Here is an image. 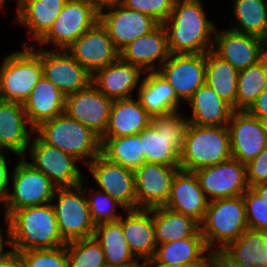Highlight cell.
Listing matches in <instances>:
<instances>
[{
  "label": "cell",
  "instance_id": "cell-1",
  "mask_svg": "<svg viewBox=\"0 0 267 267\" xmlns=\"http://www.w3.org/2000/svg\"><path fill=\"white\" fill-rule=\"evenodd\" d=\"M201 0H176L165 26L171 54L211 51L216 25L205 13Z\"/></svg>",
  "mask_w": 267,
  "mask_h": 267
},
{
  "label": "cell",
  "instance_id": "cell-2",
  "mask_svg": "<svg viewBox=\"0 0 267 267\" xmlns=\"http://www.w3.org/2000/svg\"><path fill=\"white\" fill-rule=\"evenodd\" d=\"M7 218L11 228L12 250L18 253L66 245L58 230L52 203L15 210Z\"/></svg>",
  "mask_w": 267,
  "mask_h": 267
},
{
  "label": "cell",
  "instance_id": "cell-3",
  "mask_svg": "<svg viewBox=\"0 0 267 267\" xmlns=\"http://www.w3.org/2000/svg\"><path fill=\"white\" fill-rule=\"evenodd\" d=\"M232 158L228 126H197L188 123L180 170L195 172Z\"/></svg>",
  "mask_w": 267,
  "mask_h": 267
},
{
  "label": "cell",
  "instance_id": "cell-4",
  "mask_svg": "<svg viewBox=\"0 0 267 267\" xmlns=\"http://www.w3.org/2000/svg\"><path fill=\"white\" fill-rule=\"evenodd\" d=\"M34 133L46 144L82 160L85 166L101 154L100 137L65 112L42 122Z\"/></svg>",
  "mask_w": 267,
  "mask_h": 267
},
{
  "label": "cell",
  "instance_id": "cell-5",
  "mask_svg": "<svg viewBox=\"0 0 267 267\" xmlns=\"http://www.w3.org/2000/svg\"><path fill=\"white\" fill-rule=\"evenodd\" d=\"M247 228L243 195L209 201L200 224L201 235L213 255L237 240Z\"/></svg>",
  "mask_w": 267,
  "mask_h": 267
},
{
  "label": "cell",
  "instance_id": "cell-6",
  "mask_svg": "<svg viewBox=\"0 0 267 267\" xmlns=\"http://www.w3.org/2000/svg\"><path fill=\"white\" fill-rule=\"evenodd\" d=\"M0 67V100L24 103L43 76L41 48L24 42L2 61Z\"/></svg>",
  "mask_w": 267,
  "mask_h": 267
},
{
  "label": "cell",
  "instance_id": "cell-7",
  "mask_svg": "<svg viewBox=\"0 0 267 267\" xmlns=\"http://www.w3.org/2000/svg\"><path fill=\"white\" fill-rule=\"evenodd\" d=\"M86 194L84 180L80 185L57 187L55 191L51 203L58 230L66 243L93 237L96 224L91 218Z\"/></svg>",
  "mask_w": 267,
  "mask_h": 267
},
{
  "label": "cell",
  "instance_id": "cell-8",
  "mask_svg": "<svg viewBox=\"0 0 267 267\" xmlns=\"http://www.w3.org/2000/svg\"><path fill=\"white\" fill-rule=\"evenodd\" d=\"M11 174L12 190L4 203L2 216L13 211L51 203L57 186L41 171L34 168L25 157H19Z\"/></svg>",
  "mask_w": 267,
  "mask_h": 267
},
{
  "label": "cell",
  "instance_id": "cell-9",
  "mask_svg": "<svg viewBox=\"0 0 267 267\" xmlns=\"http://www.w3.org/2000/svg\"><path fill=\"white\" fill-rule=\"evenodd\" d=\"M99 21V10L88 0H68L49 31L35 46L66 50L83 33Z\"/></svg>",
  "mask_w": 267,
  "mask_h": 267
},
{
  "label": "cell",
  "instance_id": "cell-10",
  "mask_svg": "<svg viewBox=\"0 0 267 267\" xmlns=\"http://www.w3.org/2000/svg\"><path fill=\"white\" fill-rule=\"evenodd\" d=\"M28 153L34 168L44 173L57 187L80 185L85 176L77 167V160L70 154L43 142L37 135L33 137Z\"/></svg>",
  "mask_w": 267,
  "mask_h": 267
},
{
  "label": "cell",
  "instance_id": "cell-11",
  "mask_svg": "<svg viewBox=\"0 0 267 267\" xmlns=\"http://www.w3.org/2000/svg\"><path fill=\"white\" fill-rule=\"evenodd\" d=\"M99 22L119 52L132 41L149 34L160 25L151 16L129 9L121 3L100 9Z\"/></svg>",
  "mask_w": 267,
  "mask_h": 267
},
{
  "label": "cell",
  "instance_id": "cell-12",
  "mask_svg": "<svg viewBox=\"0 0 267 267\" xmlns=\"http://www.w3.org/2000/svg\"><path fill=\"white\" fill-rule=\"evenodd\" d=\"M194 173L209 201L242 196L250 188L247 182L246 164L234 158L199 169Z\"/></svg>",
  "mask_w": 267,
  "mask_h": 267
},
{
  "label": "cell",
  "instance_id": "cell-13",
  "mask_svg": "<svg viewBox=\"0 0 267 267\" xmlns=\"http://www.w3.org/2000/svg\"><path fill=\"white\" fill-rule=\"evenodd\" d=\"M87 168L99 190L109 194L125 210L137 209L135 172L109 161L102 154L96 156Z\"/></svg>",
  "mask_w": 267,
  "mask_h": 267
},
{
  "label": "cell",
  "instance_id": "cell-14",
  "mask_svg": "<svg viewBox=\"0 0 267 267\" xmlns=\"http://www.w3.org/2000/svg\"><path fill=\"white\" fill-rule=\"evenodd\" d=\"M157 72L171 85L177 97L187 102L206 84L205 54H170Z\"/></svg>",
  "mask_w": 267,
  "mask_h": 267
},
{
  "label": "cell",
  "instance_id": "cell-15",
  "mask_svg": "<svg viewBox=\"0 0 267 267\" xmlns=\"http://www.w3.org/2000/svg\"><path fill=\"white\" fill-rule=\"evenodd\" d=\"M66 51L91 75L120 58V52L99 21L74 41Z\"/></svg>",
  "mask_w": 267,
  "mask_h": 267
},
{
  "label": "cell",
  "instance_id": "cell-16",
  "mask_svg": "<svg viewBox=\"0 0 267 267\" xmlns=\"http://www.w3.org/2000/svg\"><path fill=\"white\" fill-rule=\"evenodd\" d=\"M112 102L91 83L66 96L65 113L101 138L109 123Z\"/></svg>",
  "mask_w": 267,
  "mask_h": 267
},
{
  "label": "cell",
  "instance_id": "cell-17",
  "mask_svg": "<svg viewBox=\"0 0 267 267\" xmlns=\"http://www.w3.org/2000/svg\"><path fill=\"white\" fill-rule=\"evenodd\" d=\"M180 167L160 163H143L135 172L137 209L165 206L174 176Z\"/></svg>",
  "mask_w": 267,
  "mask_h": 267
},
{
  "label": "cell",
  "instance_id": "cell-18",
  "mask_svg": "<svg viewBox=\"0 0 267 267\" xmlns=\"http://www.w3.org/2000/svg\"><path fill=\"white\" fill-rule=\"evenodd\" d=\"M43 76L50 80L65 96L87 88L92 75L66 50L41 48Z\"/></svg>",
  "mask_w": 267,
  "mask_h": 267
},
{
  "label": "cell",
  "instance_id": "cell-19",
  "mask_svg": "<svg viewBox=\"0 0 267 267\" xmlns=\"http://www.w3.org/2000/svg\"><path fill=\"white\" fill-rule=\"evenodd\" d=\"M232 158L247 164L267 147L262 121L247 110H234L228 123Z\"/></svg>",
  "mask_w": 267,
  "mask_h": 267
},
{
  "label": "cell",
  "instance_id": "cell-20",
  "mask_svg": "<svg viewBox=\"0 0 267 267\" xmlns=\"http://www.w3.org/2000/svg\"><path fill=\"white\" fill-rule=\"evenodd\" d=\"M212 51L238 71L262 60L259 37L239 33L230 28L218 31L216 27Z\"/></svg>",
  "mask_w": 267,
  "mask_h": 267
},
{
  "label": "cell",
  "instance_id": "cell-21",
  "mask_svg": "<svg viewBox=\"0 0 267 267\" xmlns=\"http://www.w3.org/2000/svg\"><path fill=\"white\" fill-rule=\"evenodd\" d=\"M34 131L22 103L0 100V149L2 151L9 150L17 158L26 156L25 152Z\"/></svg>",
  "mask_w": 267,
  "mask_h": 267
},
{
  "label": "cell",
  "instance_id": "cell-22",
  "mask_svg": "<svg viewBox=\"0 0 267 267\" xmlns=\"http://www.w3.org/2000/svg\"><path fill=\"white\" fill-rule=\"evenodd\" d=\"M170 54L165 26L160 24L149 34L124 47L120 51V59L140 67L146 73L158 71Z\"/></svg>",
  "mask_w": 267,
  "mask_h": 267
},
{
  "label": "cell",
  "instance_id": "cell-23",
  "mask_svg": "<svg viewBox=\"0 0 267 267\" xmlns=\"http://www.w3.org/2000/svg\"><path fill=\"white\" fill-rule=\"evenodd\" d=\"M143 74L145 76L140 67L119 58L116 62L97 70L92 75V84L112 100L127 99L132 98V91L140 87Z\"/></svg>",
  "mask_w": 267,
  "mask_h": 267
},
{
  "label": "cell",
  "instance_id": "cell-24",
  "mask_svg": "<svg viewBox=\"0 0 267 267\" xmlns=\"http://www.w3.org/2000/svg\"><path fill=\"white\" fill-rule=\"evenodd\" d=\"M209 200L202 191L194 172L179 170L173 178L165 207L202 223Z\"/></svg>",
  "mask_w": 267,
  "mask_h": 267
},
{
  "label": "cell",
  "instance_id": "cell-25",
  "mask_svg": "<svg viewBox=\"0 0 267 267\" xmlns=\"http://www.w3.org/2000/svg\"><path fill=\"white\" fill-rule=\"evenodd\" d=\"M119 221L122 224L125 240L135 258L144 262L153 258L157 247L152 209L125 210Z\"/></svg>",
  "mask_w": 267,
  "mask_h": 267
},
{
  "label": "cell",
  "instance_id": "cell-26",
  "mask_svg": "<svg viewBox=\"0 0 267 267\" xmlns=\"http://www.w3.org/2000/svg\"><path fill=\"white\" fill-rule=\"evenodd\" d=\"M66 96L45 76H42L23 103L27 119L34 129L42 122L65 112Z\"/></svg>",
  "mask_w": 267,
  "mask_h": 267
},
{
  "label": "cell",
  "instance_id": "cell-27",
  "mask_svg": "<svg viewBox=\"0 0 267 267\" xmlns=\"http://www.w3.org/2000/svg\"><path fill=\"white\" fill-rule=\"evenodd\" d=\"M220 263L267 267V231L247 228L235 241L214 255Z\"/></svg>",
  "mask_w": 267,
  "mask_h": 267
},
{
  "label": "cell",
  "instance_id": "cell-28",
  "mask_svg": "<svg viewBox=\"0 0 267 267\" xmlns=\"http://www.w3.org/2000/svg\"><path fill=\"white\" fill-rule=\"evenodd\" d=\"M145 74L137 90V98L147 113L154 117L179 110L183 101L166 79L157 71Z\"/></svg>",
  "mask_w": 267,
  "mask_h": 267
},
{
  "label": "cell",
  "instance_id": "cell-29",
  "mask_svg": "<svg viewBox=\"0 0 267 267\" xmlns=\"http://www.w3.org/2000/svg\"><path fill=\"white\" fill-rule=\"evenodd\" d=\"M191 107V117L188 122L197 126H225L228 125L234 109L220 96L204 84L196 90L186 102Z\"/></svg>",
  "mask_w": 267,
  "mask_h": 267
},
{
  "label": "cell",
  "instance_id": "cell-30",
  "mask_svg": "<svg viewBox=\"0 0 267 267\" xmlns=\"http://www.w3.org/2000/svg\"><path fill=\"white\" fill-rule=\"evenodd\" d=\"M151 123V116L141 106L139 99L113 100L109 123L102 137H123L139 134Z\"/></svg>",
  "mask_w": 267,
  "mask_h": 267
},
{
  "label": "cell",
  "instance_id": "cell-31",
  "mask_svg": "<svg viewBox=\"0 0 267 267\" xmlns=\"http://www.w3.org/2000/svg\"><path fill=\"white\" fill-rule=\"evenodd\" d=\"M68 0H23L15 22L25 26L36 43L49 31Z\"/></svg>",
  "mask_w": 267,
  "mask_h": 267
},
{
  "label": "cell",
  "instance_id": "cell-32",
  "mask_svg": "<svg viewBox=\"0 0 267 267\" xmlns=\"http://www.w3.org/2000/svg\"><path fill=\"white\" fill-rule=\"evenodd\" d=\"M213 256L199 230L191 238L157 245L153 258L164 264L202 266Z\"/></svg>",
  "mask_w": 267,
  "mask_h": 267
},
{
  "label": "cell",
  "instance_id": "cell-33",
  "mask_svg": "<svg viewBox=\"0 0 267 267\" xmlns=\"http://www.w3.org/2000/svg\"><path fill=\"white\" fill-rule=\"evenodd\" d=\"M93 237L104 252L107 267H128L140 262L131 253L119 220L97 224Z\"/></svg>",
  "mask_w": 267,
  "mask_h": 267
},
{
  "label": "cell",
  "instance_id": "cell-34",
  "mask_svg": "<svg viewBox=\"0 0 267 267\" xmlns=\"http://www.w3.org/2000/svg\"><path fill=\"white\" fill-rule=\"evenodd\" d=\"M153 224L157 245L191 238L200 230L197 221L165 206L153 208Z\"/></svg>",
  "mask_w": 267,
  "mask_h": 267
},
{
  "label": "cell",
  "instance_id": "cell-35",
  "mask_svg": "<svg viewBox=\"0 0 267 267\" xmlns=\"http://www.w3.org/2000/svg\"><path fill=\"white\" fill-rule=\"evenodd\" d=\"M139 135L142 140L145 162L180 167V152L185 138H165L159 135L151 123Z\"/></svg>",
  "mask_w": 267,
  "mask_h": 267
},
{
  "label": "cell",
  "instance_id": "cell-36",
  "mask_svg": "<svg viewBox=\"0 0 267 267\" xmlns=\"http://www.w3.org/2000/svg\"><path fill=\"white\" fill-rule=\"evenodd\" d=\"M206 84L236 110L239 71L212 50L205 54Z\"/></svg>",
  "mask_w": 267,
  "mask_h": 267
},
{
  "label": "cell",
  "instance_id": "cell-37",
  "mask_svg": "<svg viewBox=\"0 0 267 267\" xmlns=\"http://www.w3.org/2000/svg\"><path fill=\"white\" fill-rule=\"evenodd\" d=\"M101 154L109 161L135 171L145 156L139 134L123 137H101Z\"/></svg>",
  "mask_w": 267,
  "mask_h": 267
},
{
  "label": "cell",
  "instance_id": "cell-38",
  "mask_svg": "<svg viewBox=\"0 0 267 267\" xmlns=\"http://www.w3.org/2000/svg\"><path fill=\"white\" fill-rule=\"evenodd\" d=\"M236 26L231 30L259 37L267 25V0H233Z\"/></svg>",
  "mask_w": 267,
  "mask_h": 267
},
{
  "label": "cell",
  "instance_id": "cell-39",
  "mask_svg": "<svg viewBox=\"0 0 267 267\" xmlns=\"http://www.w3.org/2000/svg\"><path fill=\"white\" fill-rule=\"evenodd\" d=\"M267 88V60L239 71L236 110H248L259 94Z\"/></svg>",
  "mask_w": 267,
  "mask_h": 267
},
{
  "label": "cell",
  "instance_id": "cell-40",
  "mask_svg": "<svg viewBox=\"0 0 267 267\" xmlns=\"http://www.w3.org/2000/svg\"><path fill=\"white\" fill-rule=\"evenodd\" d=\"M69 267H107L104 252L94 237L67 242Z\"/></svg>",
  "mask_w": 267,
  "mask_h": 267
},
{
  "label": "cell",
  "instance_id": "cell-41",
  "mask_svg": "<svg viewBox=\"0 0 267 267\" xmlns=\"http://www.w3.org/2000/svg\"><path fill=\"white\" fill-rule=\"evenodd\" d=\"M88 187L89 186L85 187L84 185L85 192L88 191L89 193L87 200L93 222L97 225L103 222L119 220L122 215H119L120 213L117 212L116 208H121V210L125 211L124 207L114 200L109 194L99 189L91 192L92 189L89 190Z\"/></svg>",
  "mask_w": 267,
  "mask_h": 267
},
{
  "label": "cell",
  "instance_id": "cell-42",
  "mask_svg": "<svg viewBox=\"0 0 267 267\" xmlns=\"http://www.w3.org/2000/svg\"><path fill=\"white\" fill-rule=\"evenodd\" d=\"M24 267H69L65 246L19 252Z\"/></svg>",
  "mask_w": 267,
  "mask_h": 267
},
{
  "label": "cell",
  "instance_id": "cell-43",
  "mask_svg": "<svg viewBox=\"0 0 267 267\" xmlns=\"http://www.w3.org/2000/svg\"><path fill=\"white\" fill-rule=\"evenodd\" d=\"M247 226L250 229L267 231V200L251 188L243 194Z\"/></svg>",
  "mask_w": 267,
  "mask_h": 267
},
{
  "label": "cell",
  "instance_id": "cell-44",
  "mask_svg": "<svg viewBox=\"0 0 267 267\" xmlns=\"http://www.w3.org/2000/svg\"><path fill=\"white\" fill-rule=\"evenodd\" d=\"M179 111L151 117V124L159 135L165 138H185L189 122L187 117L185 118Z\"/></svg>",
  "mask_w": 267,
  "mask_h": 267
},
{
  "label": "cell",
  "instance_id": "cell-45",
  "mask_svg": "<svg viewBox=\"0 0 267 267\" xmlns=\"http://www.w3.org/2000/svg\"><path fill=\"white\" fill-rule=\"evenodd\" d=\"M176 0H122L121 4L129 9L151 16L163 24L170 16Z\"/></svg>",
  "mask_w": 267,
  "mask_h": 267
},
{
  "label": "cell",
  "instance_id": "cell-46",
  "mask_svg": "<svg viewBox=\"0 0 267 267\" xmlns=\"http://www.w3.org/2000/svg\"><path fill=\"white\" fill-rule=\"evenodd\" d=\"M249 187L267 182V147L246 164Z\"/></svg>",
  "mask_w": 267,
  "mask_h": 267
},
{
  "label": "cell",
  "instance_id": "cell-47",
  "mask_svg": "<svg viewBox=\"0 0 267 267\" xmlns=\"http://www.w3.org/2000/svg\"><path fill=\"white\" fill-rule=\"evenodd\" d=\"M5 152L6 151L0 152V204L5 203L10 190L9 185H11L10 180L12 171L9 172V163L6 161L7 157H5Z\"/></svg>",
  "mask_w": 267,
  "mask_h": 267
},
{
  "label": "cell",
  "instance_id": "cell-48",
  "mask_svg": "<svg viewBox=\"0 0 267 267\" xmlns=\"http://www.w3.org/2000/svg\"><path fill=\"white\" fill-rule=\"evenodd\" d=\"M247 111L260 120L267 118V88L259 94Z\"/></svg>",
  "mask_w": 267,
  "mask_h": 267
},
{
  "label": "cell",
  "instance_id": "cell-49",
  "mask_svg": "<svg viewBox=\"0 0 267 267\" xmlns=\"http://www.w3.org/2000/svg\"><path fill=\"white\" fill-rule=\"evenodd\" d=\"M4 221L5 224L7 225L6 227V232H4L6 234H3V229L0 228V259H3L4 257H6L8 254H10L12 252V241H11V228H10V224H9V220L6 216H4ZM3 235L6 237L3 238ZM5 245L10 246L9 251H5Z\"/></svg>",
  "mask_w": 267,
  "mask_h": 267
},
{
  "label": "cell",
  "instance_id": "cell-50",
  "mask_svg": "<svg viewBox=\"0 0 267 267\" xmlns=\"http://www.w3.org/2000/svg\"><path fill=\"white\" fill-rule=\"evenodd\" d=\"M0 267H24L21 256L17 251L12 250L10 254H8L3 259H0Z\"/></svg>",
  "mask_w": 267,
  "mask_h": 267
},
{
  "label": "cell",
  "instance_id": "cell-51",
  "mask_svg": "<svg viewBox=\"0 0 267 267\" xmlns=\"http://www.w3.org/2000/svg\"><path fill=\"white\" fill-rule=\"evenodd\" d=\"M145 267H201V266H185V265H175V264H164L162 262L156 261L154 258H150L145 260L144 262Z\"/></svg>",
  "mask_w": 267,
  "mask_h": 267
},
{
  "label": "cell",
  "instance_id": "cell-52",
  "mask_svg": "<svg viewBox=\"0 0 267 267\" xmlns=\"http://www.w3.org/2000/svg\"><path fill=\"white\" fill-rule=\"evenodd\" d=\"M90 3H92L98 10L114 5V4H119L121 3L122 0H88Z\"/></svg>",
  "mask_w": 267,
  "mask_h": 267
},
{
  "label": "cell",
  "instance_id": "cell-53",
  "mask_svg": "<svg viewBox=\"0 0 267 267\" xmlns=\"http://www.w3.org/2000/svg\"><path fill=\"white\" fill-rule=\"evenodd\" d=\"M262 59L267 60V25L263 30V33L259 36Z\"/></svg>",
  "mask_w": 267,
  "mask_h": 267
},
{
  "label": "cell",
  "instance_id": "cell-54",
  "mask_svg": "<svg viewBox=\"0 0 267 267\" xmlns=\"http://www.w3.org/2000/svg\"><path fill=\"white\" fill-rule=\"evenodd\" d=\"M262 199L267 200V182L250 187Z\"/></svg>",
  "mask_w": 267,
  "mask_h": 267
},
{
  "label": "cell",
  "instance_id": "cell-55",
  "mask_svg": "<svg viewBox=\"0 0 267 267\" xmlns=\"http://www.w3.org/2000/svg\"><path fill=\"white\" fill-rule=\"evenodd\" d=\"M201 267H223V266L221 265L219 260L215 256H213Z\"/></svg>",
  "mask_w": 267,
  "mask_h": 267
},
{
  "label": "cell",
  "instance_id": "cell-56",
  "mask_svg": "<svg viewBox=\"0 0 267 267\" xmlns=\"http://www.w3.org/2000/svg\"><path fill=\"white\" fill-rule=\"evenodd\" d=\"M223 267H255L254 265L249 264H240V263H221Z\"/></svg>",
  "mask_w": 267,
  "mask_h": 267
},
{
  "label": "cell",
  "instance_id": "cell-57",
  "mask_svg": "<svg viewBox=\"0 0 267 267\" xmlns=\"http://www.w3.org/2000/svg\"><path fill=\"white\" fill-rule=\"evenodd\" d=\"M22 1H23V0H16V3H17V5H16V7H17V8H16V13H17L18 10L20 9L21 4H22ZM5 3L7 4L6 0H0V8H1V9L5 7Z\"/></svg>",
  "mask_w": 267,
  "mask_h": 267
},
{
  "label": "cell",
  "instance_id": "cell-58",
  "mask_svg": "<svg viewBox=\"0 0 267 267\" xmlns=\"http://www.w3.org/2000/svg\"><path fill=\"white\" fill-rule=\"evenodd\" d=\"M261 121H262V124H263V127H264V131H265V133L267 135V118L262 119Z\"/></svg>",
  "mask_w": 267,
  "mask_h": 267
},
{
  "label": "cell",
  "instance_id": "cell-59",
  "mask_svg": "<svg viewBox=\"0 0 267 267\" xmlns=\"http://www.w3.org/2000/svg\"><path fill=\"white\" fill-rule=\"evenodd\" d=\"M140 263L141 262H139L138 264H134V265L128 266V267H145L143 262L141 264Z\"/></svg>",
  "mask_w": 267,
  "mask_h": 267
}]
</instances>
